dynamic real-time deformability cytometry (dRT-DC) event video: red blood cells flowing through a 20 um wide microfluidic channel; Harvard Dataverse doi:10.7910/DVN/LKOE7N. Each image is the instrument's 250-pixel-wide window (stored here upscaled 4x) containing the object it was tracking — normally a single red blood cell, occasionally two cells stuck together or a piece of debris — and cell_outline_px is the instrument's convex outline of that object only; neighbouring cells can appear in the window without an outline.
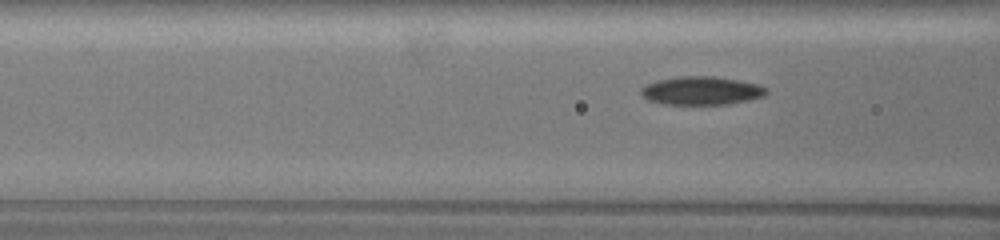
{"species": "common noctule bat (a hibernating species)", "species_latin": "Nyctalus noctula", "temperature_condition": "warm", "stored_images_in_passage": 23, "camera_frame_rate_fps": 3000, "um_per_image_px": 0.085, "animal": {"sex": "female", "body_mass_g": 19.5, "forearm_length_mm": 54.1}, "frame": {"image": 1, "passage_image": 20, "time_ms": 6.333, "image_size_px": [1000, 240], "cell_outline_px": [[768, 92], [764, 96], [748, 100], [728, 104], [664, 104], [648, 100], [640, 96], [640, 88], [656, 80], [680, 76], [712, 76], [740, 80], [756, 84], [768, 88]], "centroid_in_image_um": [59.6, 7.7], "position_along_channel_um": 107.0, "area_um2": 20.81}}